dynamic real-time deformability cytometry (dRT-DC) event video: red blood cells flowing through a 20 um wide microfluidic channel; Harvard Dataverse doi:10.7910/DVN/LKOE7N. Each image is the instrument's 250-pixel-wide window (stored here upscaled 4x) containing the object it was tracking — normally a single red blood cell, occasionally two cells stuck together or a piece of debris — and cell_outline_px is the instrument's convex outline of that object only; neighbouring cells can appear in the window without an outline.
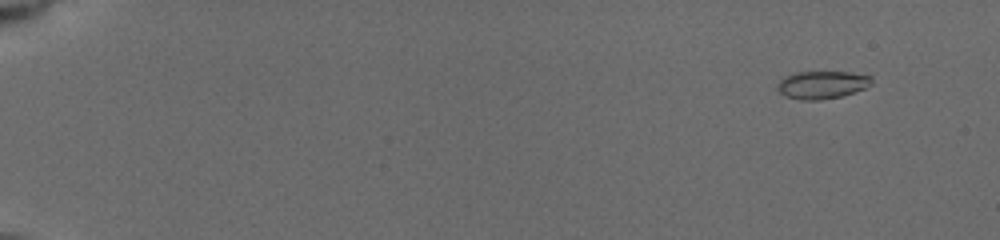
{"species": "common noctule bat (a hibernating species)", "species_latin": "Nyctalus noctula", "temperature_condition": "cold", "stored_images_in_passage": 12, "camera_frame_rate_fps": 3000, "um_per_image_px": 0.085, "animal": {"sex": "female", "body_mass_g": 19.5, "forearm_length_mm": 54.1}, "frame": {"image": 1, "passage_image": 1, "time_ms": 0.0, "image_size_px": [1000, 240], "cell_outline_px": [[872, 84], [864, 88], [840, 96], [820, 100], [800, 100], [784, 96], [776, 88], [776, 84], [784, 76], [796, 72], [848, 72], [872, 76]], "centroid_in_image_um": [69.83, 7.2], "position_along_channel_um": 15.2, "area_um2": 15.26}}